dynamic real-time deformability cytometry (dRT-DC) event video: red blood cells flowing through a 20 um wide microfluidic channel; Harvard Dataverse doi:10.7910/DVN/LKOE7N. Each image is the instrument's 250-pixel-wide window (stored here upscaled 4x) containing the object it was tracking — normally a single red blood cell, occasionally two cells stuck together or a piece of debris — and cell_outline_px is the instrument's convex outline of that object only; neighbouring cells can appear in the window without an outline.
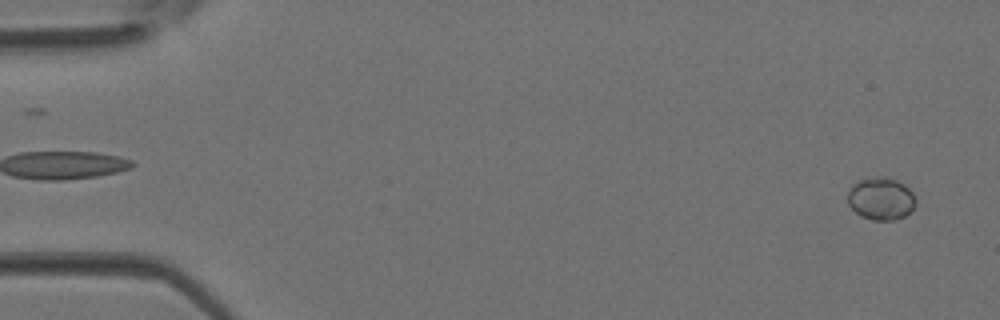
{"species": "Egyptian fruit bat (a non-hibernating species)", "species_latin": "Rousettus aegyptiacus", "temperature_condition": "room temperature", "stored_images_in_passage": 5, "camera_frame_rate_fps": 3000, "um_per_image_px": 0.085, "animal": {"sex": "female"}, "frame": {"image": 1, "passage_image": 5, "time_ms": 1.333, "image_size_px": [1000, 320], "cell_outline_px": [[916, 204], [904, 216], [896, 220], [872, 220], [860, 216], [848, 204], [848, 188], [852, 184], [860, 180], [896, 180], [904, 184], [912, 192], [916, 200]], "centroid_in_image_um": [74.87, 16.95], "position_along_channel_um": 10.1, "area_um2": 16.3}}